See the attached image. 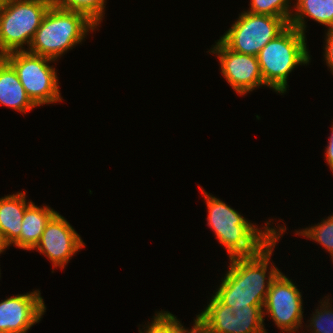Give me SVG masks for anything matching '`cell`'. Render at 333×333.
I'll use <instances>...</instances> for the list:
<instances>
[{
  "instance_id": "obj_1",
  "label": "cell",
  "mask_w": 333,
  "mask_h": 333,
  "mask_svg": "<svg viewBox=\"0 0 333 333\" xmlns=\"http://www.w3.org/2000/svg\"><path fill=\"white\" fill-rule=\"evenodd\" d=\"M276 227L279 233L258 253L229 258V270L215 292L223 304L232 309H263L269 287L281 273L270 262V257L277 241L287 229L284 226Z\"/></svg>"
},
{
  "instance_id": "obj_2",
  "label": "cell",
  "mask_w": 333,
  "mask_h": 333,
  "mask_svg": "<svg viewBox=\"0 0 333 333\" xmlns=\"http://www.w3.org/2000/svg\"><path fill=\"white\" fill-rule=\"evenodd\" d=\"M199 189L208 207L207 225L227 249L229 258L254 255L279 233L269 226L271 221L261 230L221 199L208 194L202 187Z\"/></svg>"
},
{
  "instance_id": "obj_3",
  "label": "cell",
  "mask_w": 333,
  "mask_h": 333,
  "mask_svg": "<svg viewBox=\"0 0 333 333\" xmlns=\"http://www.w3.org/2000/svg\"><path fill=\"white\" fill-rule=\"evenodd\" d=\"M98 26L85 14L50 6L28 52L57 61L66 51L82 43Z\"/></svg>"
},
{
  "instance_id": "obj_4",
  "label": "cell",
  "mask_w": 333,
  "mask_h": 333,
  "mask_svg": "<svg viewBox=\"0 0 333 333\" xmlns=\"http://www.w3.org/2000/svg\"><path fill=\"white\" fill-rule=\"evenodd\" d=\"M306 35L288 25L257 55L262 78L267 87L281 94L287 92L289 74L299 65L310 62Z\"/></svg>"
},
{
  "instance_id": "obj_5",
  "label": "cell",
  "mask_w": 333,
  "mask_h": 333,
  "mask_svg": "<svg viewBox=\"0 0 333 333\" xmlns=\"http://www.w3.org/2000/svg\"><path fill=\"white\" fill-rule=\"evenodd\" d=\"M52 5L50 0H6L0 18V56L26 50Z\"/></svg>"
},
{
  "instance_id": "obj_6",
  "label": "cell",
  "mask_w": 333,
  "mask_h": 333,
  "mask_svg": "<svg viewBox=\"0 0 333 333\" xmlns=\"http://www.w3.org/2000/svg\"><path fill=\"white\" fill-rule=\"evenodd\" d=\"M3 57L16 70L27 95L36 106L62 101L56 69L49 65L55 60L27 50L13 51Z\"/></svg>"
},
{
  "instance_id": "obj_7",
  "label": "cell",
  "mask_w": 333,
  "mask_h": 333,
  "mask_svg": "<svg viewBox=\"0 0 333 333\" xmlns=\"http://www.w3.org/2000/svg\"><path fill=\"white\" fill-rule=\"evenodd\" d=\"M288 25L284 18L243 11L220 40L234 52L257 56Z\"/></svg>"
},
{
  "instance_id": "obj_8",
  "label": "cell",
  "mask_w": 333,
  "mask_h": 333,
  "mask_svg": "<svg viewBox=\"0 0 333 333\" xmlns=\"http://www.w3.org/2000/svg\"><path fill=\"white\" fill-rule=\"evenodd\" d=\"M195 320L204 333H267L263 309H232L215 295Z\"/></svg>"
},
{
  "instance_id": "obj_9",
  "label": "cell",
  "mask_w": 333,
  "mask_h": 333,
  "mask_svg": "<svg viewBox=\"0 0 333 333\" xmlns=\"http://www.w3.org/2000/svg\"><path fill=\"white\" fill-rule=\"evenodd\" d=\"M302 305L300 290L281 272L269 287L263 314H268L282 333H295L302 327Z\"/></svg>"
},
{
  "instance_id": "obj_10",
  "label": "cell",
  "mask_w": 333,
  "mask_h": 333,
  "mask_svg": "<svg viewBox=\"0 0 333 333\" xmlns=\"http://www.w3.org/2000/svg\"><path fill=\"white\" fill-rule=\"evenodd\" d=\"M215 43L209 52L218 56L221 73L235 92L242 96L255 88L267 86L257 56L234 52L220 39Z\"/></svg>"
},
{
  "instance_id": "obj_11",
  "label": "cell",
  "mask_w": 333,
  "mask_h": 333,
  "mask_svg": "<svg viewBox=\"0 0 333 333\" xmlns=\"http://www.w3.org/2000/svg\"><path fill=\"white\" fill-rule=\"evenodd\" d=\"M85 244L70 223L58 212L47 223L39 243L38 250L48 257L54 268L64 269L72 256Z\"/></svg>"
},
{
  "instance_id": "obj_12",
  "label": "cell",
  "mask_w": 333,
  "mask_h": 333,
  "mask_svg": "<svg viewBox=\"0 0 333 333\" xmlns=\"http://www.w3.org/2000/svg\"><path fill=\"white\" fill-rule=\"evenodd\" d=\"M45 312L39 290L10 296L0 302V333H27Z\"/></svg>"
},
{
  "instance_id": "obj_13",
  "label": "cell",
  "mask_w": 333,
  "mask_h": 333,
  "mask_svg": "<svg viewBox=\"0 0 333 333\" xmlns=\"http://www.w3.org/2000/svg\"><path fill=\"white\" fill-rule=\"evenodd\" d=\"M0 104L27 113L37 107L27 95L13 66L0 56Z\"/></svg>"
},
{
  "instance_id": "obj_14",
  "label": "cell",
  "mask_w": 333,
  "mask_h": 333,
  "mask_svg": "<svg viewBox=\"0 0 333 333\" xmlns=\"http://www.w3.org/2000/svg\"><path fill=\"white\" fill-rule=\"evenodd\" d=\"M27 201L25 191L0 198V234L8 247L20 237L25 210L32 203Z\"/></svg>"
},
{
  "instance_id": "obj_15",
  "label": "cell",
  "mask_w": 333,
  "mask_h": 333,
  "mask_svg": "<svg viewBox=\"0 0 333 333\" xmlns=\"http://www.w3.org/2000/svg\"><path fill=\"white\" fill-rule=\"evenodd\" d=\"M57 213L49 206L39 207L33 202L26 208L20 237L13 243L23 250H33L39 243L42 233L49 220Z\"/></svg>"
},
{
  "instance_id": "obj_16",
  "label": "cell",
  "mask_w": 333,
  "mask_h": 333,
  "mask_svg": "<svg viewBox=\"0 0 333 333\" xmlns=\"http://www.w3.org/2000/svg\"><path fill=\"white\" fill-rule=\"evenodd\" d=\"M293 6L292 17L289 25L298 29L305 35V17L328 27L327 31H333V0H296Z\"/></svg>"
},
{
  "instance_id": "obj_17",
  "label": "cell",
  "mask_w": 333,
  "mask_h": 333,
  "mask_svg": "<svg viewBox=\"0 0 333 333\" xmlns=\"http://www.w3.org/2000/svg\"><path fill=\"white\" fill-rule=\"evenodd\" d=\"M52 5L61 9L85 14L97 26L104 17L106 0H50Z\"/></svg>"
},
{
  "instance_id": "obj_18",
  "label": "cell",
  "mask_w": 333,
  "mask_h": 333,
  "mask_svg": "<svg viewBox=\"0 0 333 333\" xmlns=\"http://www.w3.org/2000/svg\"><path fill=\"white\" fill-rule=\"evenodd\" d=\"M297 235L305 236L308 239L314 240L324 247L331 255L333 262V214L327 219L321 220L320 223L311 227H306L296 231Z\"/></svg>"
},
{
  "instance_id": "obj_19",
  "label": "cell",
  "mask_w": 333,
  "mask_h": 333,
  "mask_svg": "<svg viewBox=\"0 0 333 333\" xmlns=\"http://www.w3.org/2000/svg\"><path fill=\"white\" fill-rule=\"evenodd\" d=\"M290 0H251L247 12L284 18L288 23L292 17Z\"/></svg>"
},
{
  "instance_id": "obj_20",
  "label": "cell",
  "mask_w": 333,
  "mask_h": 333,
  "mask_svg": "<svg viewBox=\"0 0 333 333\" xmlns=\"http://www.w3.org/2000/svg\"><path fill=\"white\" fill-rule=\"evenodd\" d=\"M139 329L140 333H188L190 330L185 329L181 324L180 320L173 314L168 311H159L156 312L155 316H153V320L149 324Z\"/></svg>"
},
{
  "instance_id": "obj_21",
  "label": "cell",
  "mask_w": 333,
  "mask_h": 333,
  "mask_svg": "<svg viewBox=\"0 0 333 333\" xmlns=\"http://www.w3.org/2000/svg\"><path fill=\"white\" fill-rule=\"evenodd\" d=\"M327 300V301H326ZM329 298L322 300L320 309H315L310 318V333H333V308Z\"/></svg>"
},
{
  "instance_id": "obj_22",
  "label": "cell",
  "mask_w": 333,
  "mask_h": 333,
  "mask_svg": "<svg viewBox=\"0 0 333 333\" xmlns=\"http://www.w3.org/2000/svg\"><path fill=\"white\" fill-rule=\"evenodd\" d=\"M325 39V47L324 48V59L326 61L327 67L330 69L333 74V31H327Z\"/></svg>"
},
{
  "instance_id": "obj_23",
  "label": "cell",
  "mask_w": 333,
  "mask_h": 333,
  "mask_svg": "<svg viewBox=\"0 0 333 333\" xmlns=\"http://www.w3.org/2000/svg\"><path fill=\"white\" fill-rule=\"evenodd\" d=\"M331 135L329 138V141H328V146H326V150H325V159L327 161V164L330 168V170L332 171L333 173V125H332V128H331Z\"/></svg>"
},
{
  "instance_id": "obj_24",
  "label": "cell",
  "mask_w": 333,
  "mask_h": 333,
  "mask_svg": "<svg viewBox=\"0 0 333 333\" xmlns=\"http://www.w3.org/2000/svg\"><path fill=\"white\" fill-rule=\"evenodd\" d=\"M188 333H204L197 325H196V320L194 319V325L190 329Z\"/></svg>"
},
{
  "instance_id": "obj_25",
  "label": "cell",
  "mask_w": 333,
  "mask_h": 333,
  "mask_svg": "<svg viewBox=\"0 0 333 333\" xmlns=\"http://www.w3.org/2000/svg\"><path fill=\"white\" fill-rule=\"evenodd\" d=\"M7 248H8V246L5 244L3 238L0 234V254L3 253Z\"/></svg>"
},
{
  "instance_id": "obj_26",
  "label": "cell",
  "mask_w": 333,
  "mask_h": 333,
  "mask_svg": "<svg viewBox=\"0 0 333 333\" xmlns=\"http://www.w3.org/2000/svg\"><path fill=\"white\" fill-rule=\"evenodd\" d=\"M6 0H0V18H1V14L4 8Z\"/></svg>"
}]
</instances>
